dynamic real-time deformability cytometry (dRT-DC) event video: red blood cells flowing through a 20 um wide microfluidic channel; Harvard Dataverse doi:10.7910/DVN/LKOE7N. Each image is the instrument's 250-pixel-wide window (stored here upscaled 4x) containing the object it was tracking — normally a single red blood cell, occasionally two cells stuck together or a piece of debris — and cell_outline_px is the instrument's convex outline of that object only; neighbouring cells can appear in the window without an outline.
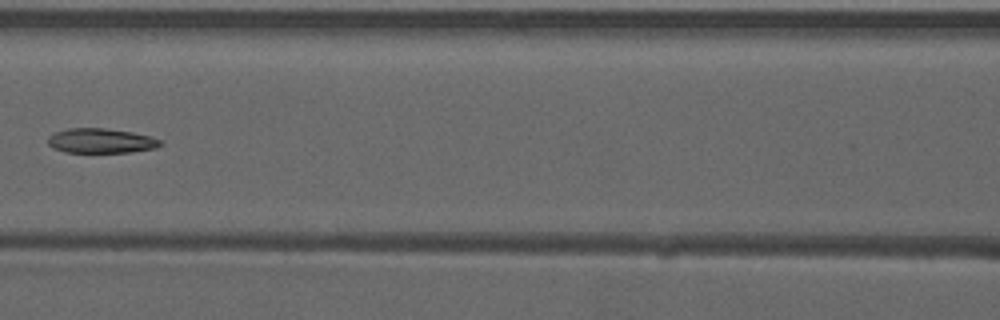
{"species": "common noctule bat (a hibernating species)", "species_latin": "Nyctalus noctula", "temperature_condition": "warm", "stored_images_in_passage": 4, "camera_frame_rate_fps": 3000, "um_per_image_px": 0.085, "animal": {"sex": "male", "forearm_length_mm": 52.5}, "frame": {"image": 1, "passage_image": 4, "time_ms": 1.0, "image_size_px": [1000, 320], "cell_outline_px": [[164, 144], [156, 148], [132, 152], [64, 152], [52, 148], [48, 144], [48, 136], [56, 132], [68, 128], [104, 128], [132, 132], [152, 136], [160, 140]], "centroid_in_image_um": [8.6, 11.97], "position_along_channel_um": 158.0, "area_um2": 16.3}}